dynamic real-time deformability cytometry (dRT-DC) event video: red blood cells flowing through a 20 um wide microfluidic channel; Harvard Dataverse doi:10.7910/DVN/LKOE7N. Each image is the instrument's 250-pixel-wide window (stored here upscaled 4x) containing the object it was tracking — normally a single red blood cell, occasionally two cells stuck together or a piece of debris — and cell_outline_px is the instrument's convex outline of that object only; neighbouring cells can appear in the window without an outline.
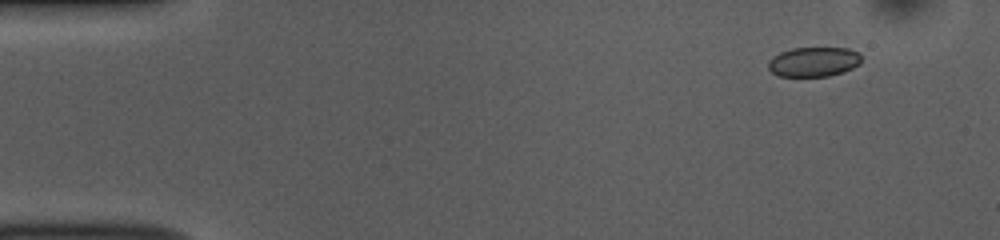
{"species": "common noctule bat (a hibernating species)", "species_latin": "Nyctalus noctula", "temperature_condition": "room temperature", "stored_images_in_passage": 50, "camera_frame_rate_fps": 3000, "um_per_image_px": 0.085, "animal": {"sex": "female", "body_mass_g": 10.0, "forearm_length_mm": 53.1}, "frame": {"image": 1, "passage_image": 2, "time_ms": 0.333, "image_size_px": [1000, 240], "cell_outline_px": [[860, 64], [844, 72], [828, 76], [780, 76], [772, 72], [768, 68], [768, 60], [772, 56], [780, 52], [792, 48], [848, 48], [856, 52], [860, 56]], "centroid_in_image_um": [69.13, 5.25], "position_along_channel_um": 15.9, "area_um2": 16.07}}
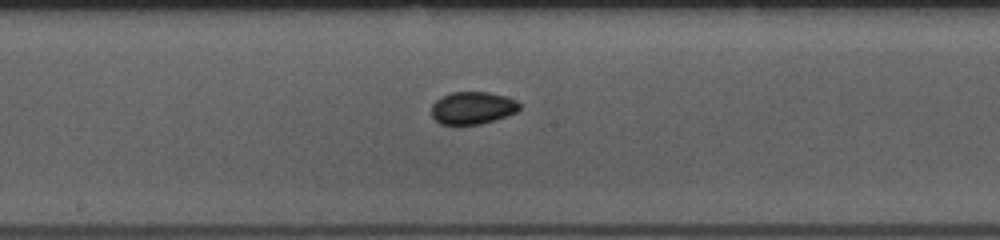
{"frame": {"image": 2, "passage_image": 25, "time_ms": 8.0, "image_size_px": [1000, 240], "cell_outline_px": [[520, 108], [516, 112], [480, 124], [440, 124], [432, 116], [432, 104], [440, 96], [452, 92], [488, 92], [508, 96], [516, 100], [520, 104]], "centroid_in_image_um": [40.16, 9.15], "position_along_channel_um": 208.0, "area_um2": 16.59}}
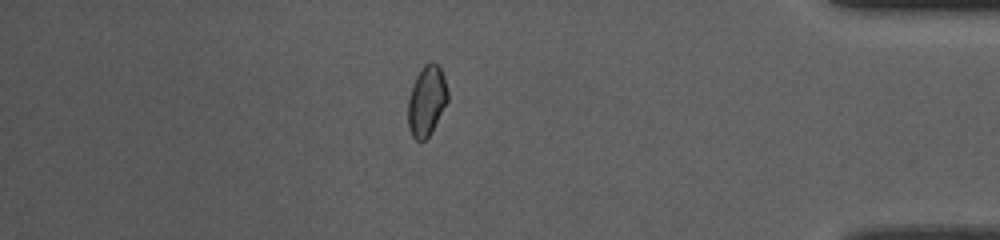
{"frame": {"image": 3, "passage_image": 43, "time_ms": 14.0, "image_size_px": [1000, 240], "cell_outline_px": [[448, 100], [432, 132], [424, 140], [416, 140], [412, 136], [408, 128], [408, 100], [416, 76], [424, 64], [432, 60], [440, 68], [444, 76], [448, 92]], "centroid_in_image_um": [36.27, 8.57], "position_along_channel_um": 398.9, "area_um2": 16.24}, "authors_computed_cell_mechanics": {"area_um2": 16.4152, "velocity_mm_per_s": 3.7734, "shape_relaxation_time_tau1_ms": 4.3724, "shape_relaxation_time_tau2_ms": 6.4934, "deformation_change_tau1": 0.0871, "deformation_change_tau2": 0.0575}}